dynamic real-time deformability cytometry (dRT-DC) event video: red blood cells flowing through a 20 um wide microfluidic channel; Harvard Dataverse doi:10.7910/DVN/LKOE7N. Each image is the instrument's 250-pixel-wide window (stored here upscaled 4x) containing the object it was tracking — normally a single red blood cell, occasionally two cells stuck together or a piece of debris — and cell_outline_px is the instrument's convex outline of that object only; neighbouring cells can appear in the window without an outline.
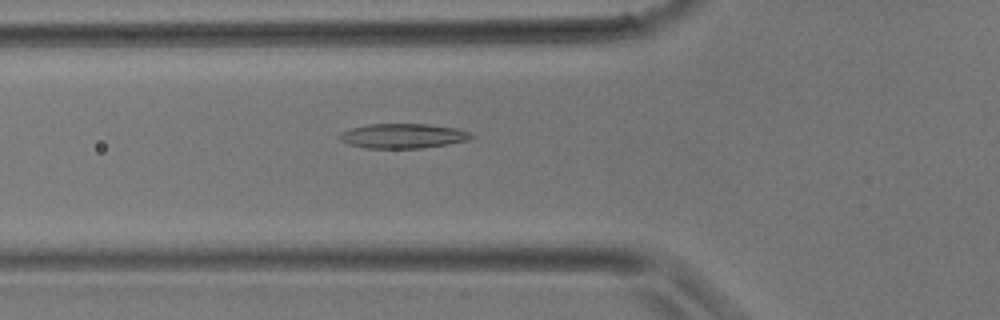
{"species": "common noctule bat (a hibernating species)", "species_latin": "Nyctalus noctula", "temperature_condition": "room temperature", "stored_images_in_passage": 8, "camera_frame_rate_fps": 3000, "um_per_image_px": 0.085, "animal": {"sex": "male", "body_mass_g": 17.9}, "frame": {"image": 1, "passage_image": 2, "time_ms": 0.333, "image_size_px": [1000, 320], "cell_outline_px": [[476, 136], [468, 140], [448, 144], [420, 148], [364, 148], [348, 144], [340, 140], [340, 136], [344, 132], [352, 128], [368, 124], [428, 124], [456, 128], [472, 132]], "centroid_in_image_um": [34.31, 11.55], "position_along_channel_um": 91.5, "area_um2": 18.9}}
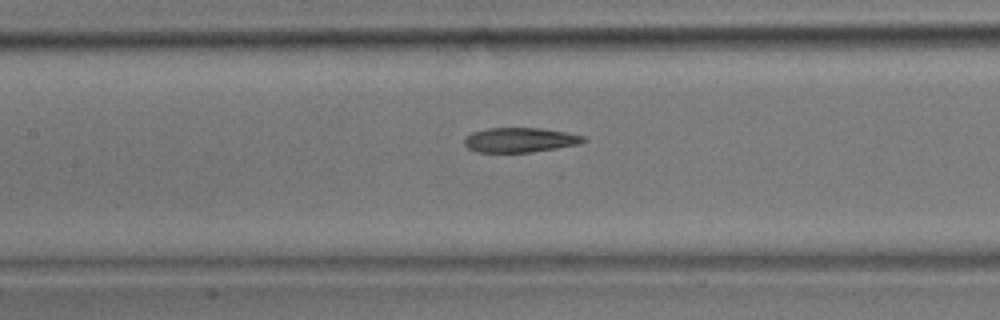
{"frame": {"image": 2, "passage_image": 6, "time_ms": 1.667, "image_size_px": [1000, 320], "cell_outline_px": [[588, 140], [580, 144], [532, 152], [476, 152], [468, 148], [464, 144], [464, 136], [472, 132], [488, 128], [540, 128], [568, 132], [584, 136]], "centroid_in_image_um": [44.2, 11.89], "position_along_channel_um": 163.2, "area_um2": 17.28}}